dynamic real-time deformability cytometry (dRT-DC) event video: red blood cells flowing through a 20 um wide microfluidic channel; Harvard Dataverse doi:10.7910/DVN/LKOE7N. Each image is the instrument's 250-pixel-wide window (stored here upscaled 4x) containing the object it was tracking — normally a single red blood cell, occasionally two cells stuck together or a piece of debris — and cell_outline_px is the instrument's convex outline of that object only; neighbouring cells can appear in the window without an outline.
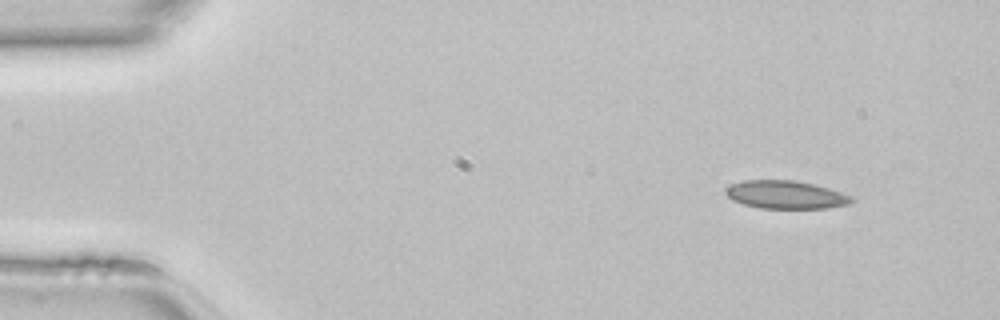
{"species": "common noctule bat (a hibernating species)", "species_latin": "Nyctalus noctula", "temperature_condition": "room temperature", "stored_images_in_passage": 43, "camera_frame_rate_fps": 3000, "um_per_image_px": 0.085, "animal": {"sex": "female", "body_mass_g": 22.7, "forearm_length_mm": 54.2}, "frame": {"image": 1, "passage_image": 1, "time_ms": 0.0, "image_size_px": [1000, 320], "cell_outline_px": [[856, 200], [848, 204], [828, 208], [760, 208], [744, 204], [732, 200], [724, 192], [724, 188], [732, 184], [744, 180], [796, 180], [816, 184], [852, 196]], "centroid_in_image_um": [66.79, 16.54], "position_along_channel_um": 18.2, "area_um2": 20.69}}
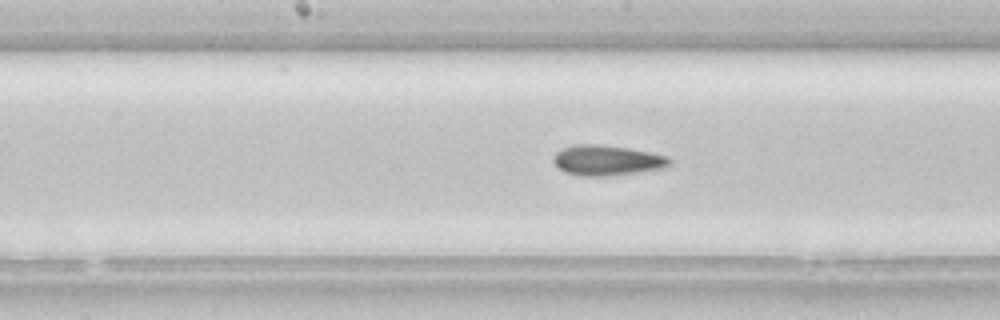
{"frame": {"image": 2, "passage_image": 20, "time_ms": 6.333, "image_size_px": [1000, 320], "cell_outline_px": [[672, 164], [668, 168], [608, 176], [580, 176], [564, 172], [552, 160], [556, 152], [564, 148], [576, 144], [596, 144], [628, 148], [668, 156], [672, 160]], "centroid_in_image_um": [51.64, 13.64], "position_along_channel_um": 196.6, "area_um2": 20.58}}
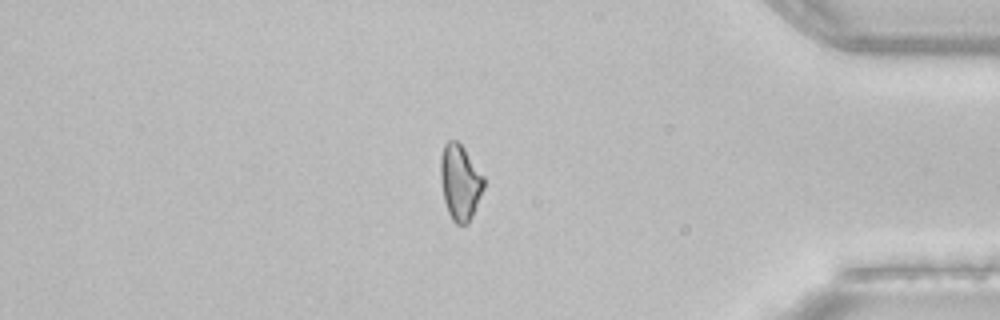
{"frame": {"image": 3, "passage_image": 36, "time_ms": 11.667, "image_size_px": [1000, 320], "cell_outline_px": [[484, 188], [472, 216], [468, 224], [456, 224], [452, 220], [448, 212], [444, 200], [440, 180], [440, 156], [444, 144], [448, 140], [456, 140], [464, 148], [484, 176]], "centroid_in_image_um": [39.09, 15.48], "position_along_channel_um": 396.1, "area_um2": 19.13}}